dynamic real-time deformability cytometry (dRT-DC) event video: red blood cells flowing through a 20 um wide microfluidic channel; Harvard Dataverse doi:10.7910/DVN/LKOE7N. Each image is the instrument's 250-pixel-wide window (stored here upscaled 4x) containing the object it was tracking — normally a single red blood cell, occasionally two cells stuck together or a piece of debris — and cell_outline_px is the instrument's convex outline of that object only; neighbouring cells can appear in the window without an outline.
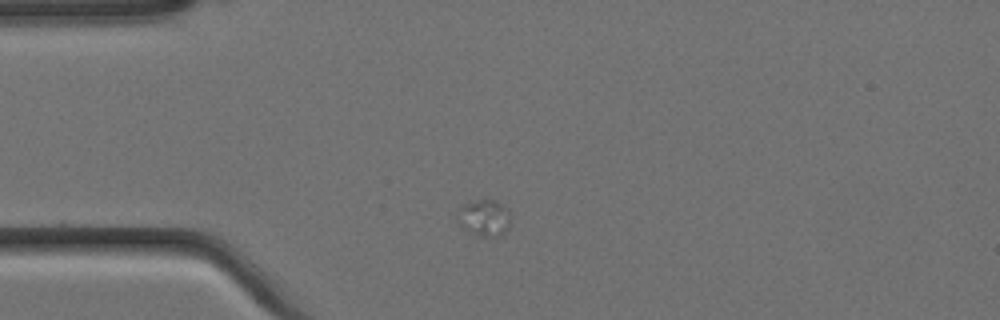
{"species": "Egyptian fruit bat (a non-hibernating species)", "species_latin": "Rousettus aegyptiacus", "temperature_condition": "cold", "stored_images_in_passage": 3, "camera_frame_rate_fps": 3000, "um_per_image_px": 0.085, "animal": {"sex": "female"}, "frame": {"image": 1, "passage_image": 1, "time_ms": 0.0, "image_size_px": [1000, 320], "cell_outline_px": [[508, 228], [500, 236], [480, 236], [460, 224], [456, 220], [456, 216], [460, 208], [464, 204], [476, 200], [492, 200], [504, 204], [508, 208]], "centroid_in_image_um": [41.16, 18.49], "position_along_channel_um": 43.8, "area_um2": 10.98}}